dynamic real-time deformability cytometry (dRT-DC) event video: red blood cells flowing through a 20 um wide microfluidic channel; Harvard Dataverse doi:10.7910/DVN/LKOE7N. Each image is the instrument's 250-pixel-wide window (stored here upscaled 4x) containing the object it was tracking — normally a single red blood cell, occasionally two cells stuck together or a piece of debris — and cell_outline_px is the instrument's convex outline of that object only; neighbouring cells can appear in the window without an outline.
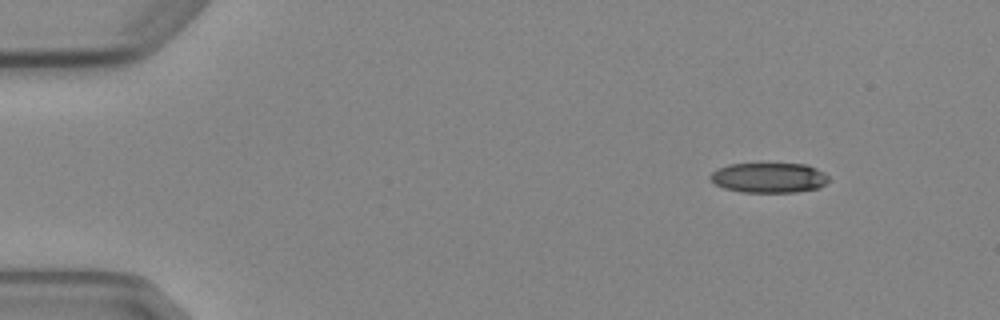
{"species": "Egyptian fruit bat (a non-hibernating species)", "species_latin": "Rousettus aegyptiacus", "temperature_condition": "cold", "stored_images_in_passage": 4, "segment_of_instrument_passage": [1, 2], "camera_frame_rate_fps": 3000, "um_per_image_px": 0.085, "animal": {"sex": "female"}, "frame": {"image": 1, "passage_image": 1, "time_ms": 0.0, "image_size_px": [1000, 320], "cell_outline_px": [[828, 180], [820, 188], [796, 192], [740, 192], [724, 188], [716, 184], [708, 176], [716, 168], [728, 164], [808, 164], [824, 172], [828, 176]], "centroid_in_image_um": [65.35, 15.1], "position_along_channel_um": 19.6, "area_um2": 20.81}}